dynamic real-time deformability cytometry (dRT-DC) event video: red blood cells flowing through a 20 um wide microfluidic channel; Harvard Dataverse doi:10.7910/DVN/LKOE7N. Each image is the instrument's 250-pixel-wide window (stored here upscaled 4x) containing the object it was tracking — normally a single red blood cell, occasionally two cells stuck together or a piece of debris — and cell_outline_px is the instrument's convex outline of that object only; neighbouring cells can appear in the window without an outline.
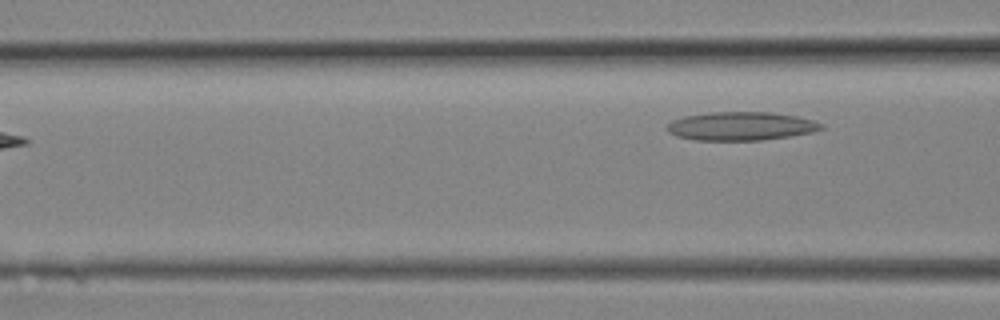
{"species": "Egyptian fruit bat (a non-hibernating species)", "species_latin": "Rousettus aegyptiacus", "temperature_condition": "room temperature", "stored_images_in_passage": 5, "segment_of_instrument_passage": [2, 2], "camera_frame_rate_fps": 3000, "um_per_image_px": 0.085, "animal": {"sex": "female"}, "frame": {"image": 1, "passage_image": 5, "time_ms": 1.333, "image_size_px": [1000, 320], "cell_outline_px": [[824, 128], [812, 132], [788, 136], [760, 140], [696, 140], [676, 136], [668, 132], [664, 128], [672, 120], [684, 116], [708, 112], [768, 112], [796, 116], [812, 120], [824, 124]], "centroid_in_image_um": [62.94, 10.72], "position_along_channel_um": 103.7, "area_um2": 25.61}}